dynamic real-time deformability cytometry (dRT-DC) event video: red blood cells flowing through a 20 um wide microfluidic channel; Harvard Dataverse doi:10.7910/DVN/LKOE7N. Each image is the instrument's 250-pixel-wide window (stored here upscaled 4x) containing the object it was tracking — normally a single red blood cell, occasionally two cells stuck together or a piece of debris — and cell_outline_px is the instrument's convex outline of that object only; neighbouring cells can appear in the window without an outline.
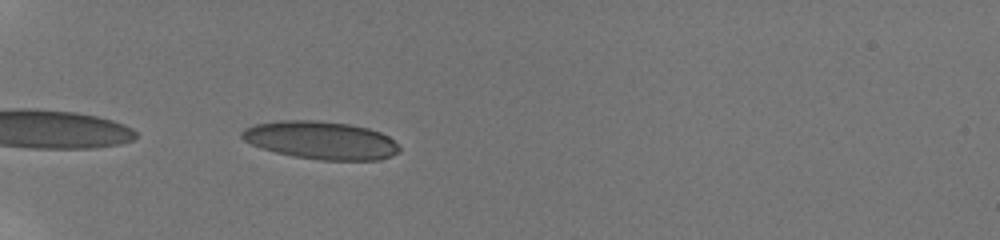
{"species": "human", "species_latin": "Homo sapiens", "temperature_condition": "room temperature", "stored_images_in_passage": 3, "camera_frame_rate_fps": 3000, "um_per_image_px": 0.085, "donor": {"sex": "male"}, "frame": {"image": 1, "passage_image": 1, "time_ms": 0.0, "image_size_px": [1000, 240], "cell_outline_px": [[400, 152], [392, 156], [380, 160], [320, 160], [292, 156], [260, 148], [244, 140], [240, 136], [240, 132], [244, 128], [256, 124], [280, 120], [316, 120], [348, 124], [368, 128], [380, 132], [388, 136], [400, 148]], "centroid_in_image_um": [27.27, 11.92], "position_along_channel_um": 57.7, "area_um2": 34.91}}